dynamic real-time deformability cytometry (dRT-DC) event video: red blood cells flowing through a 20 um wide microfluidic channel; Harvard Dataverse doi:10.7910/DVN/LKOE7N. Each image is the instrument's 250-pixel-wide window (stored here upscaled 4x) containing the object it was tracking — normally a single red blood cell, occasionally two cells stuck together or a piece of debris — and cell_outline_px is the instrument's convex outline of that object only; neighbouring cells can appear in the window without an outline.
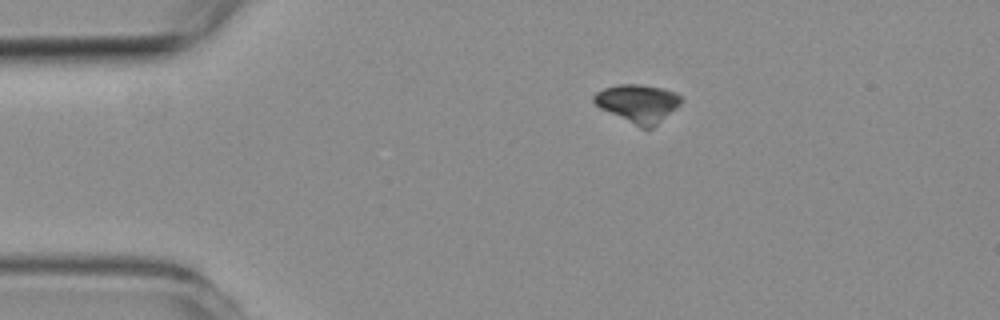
{"species": "common noctule bat (a hibernating species)", "species_latin": "Nyctalus noctula", "temperature_condition": "room temperature", "stored_images_in_passage": 5, "camera_frame_rate_fps": 3000, "um_per_image_px": 0.085, "animal": {"sex": "female", "body_mass_g": 19.3, "forearm_length_mm": 54.1}, "frame": {"image": 1, "passage_image": 1, "time_ms": 0.0, "image_size_px": [1000, 320], "cell_outline_px": [[680, 104], [676, 108], [652, 128], [640, 128], [600, 108], [592, 100], [592, 96], [596, 92], [604, 88], [620, 84], [640, 84], [660, 88], [676, 92], [680, 96]], "centroid_in_image_um": [54.19, 8.78], "position_along_channel_um": 30.8, "area_um2": 19.19}}
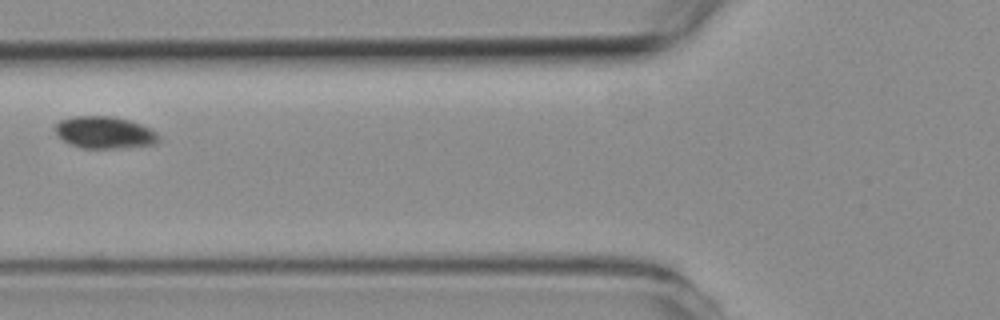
{"frame": {"image": 2, "passage_image": 4, "time_ms": 3.667, "image_size_px": [1000, 320], "cell_outline_px": [[160, 140], [152, 144], [120, 148], [80, 148], [64, 140], [52, 128], [60, 120], [72, 116], [112, 116], [128, 120], [152, 128], [160, 136]], "centroid_in_image_um": [8.89, 11.25], "position_along_channel_um": 116.9, "area_um2": 19.31}}
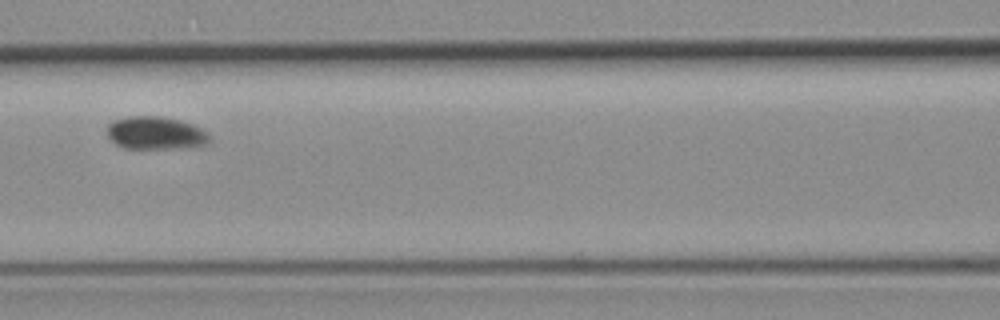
{"frame": {"image": 3, "passage_image": 5, "time_ms": 4.667, "image_size_px": [1000, 320], "cell_outline_px": [[212, 140], [208, 144], [196, 148], [124, 148], [116, 144], [108, 136], [108, 124], [112, 120], [128, 116], [160, 116], [180, 120], [192, 124], [208, 132], [212, 136]], "centroid_in_image_um": [13.3, 11.31], "position_along_channel_um": 153.3, "area_um2": 20.0}}